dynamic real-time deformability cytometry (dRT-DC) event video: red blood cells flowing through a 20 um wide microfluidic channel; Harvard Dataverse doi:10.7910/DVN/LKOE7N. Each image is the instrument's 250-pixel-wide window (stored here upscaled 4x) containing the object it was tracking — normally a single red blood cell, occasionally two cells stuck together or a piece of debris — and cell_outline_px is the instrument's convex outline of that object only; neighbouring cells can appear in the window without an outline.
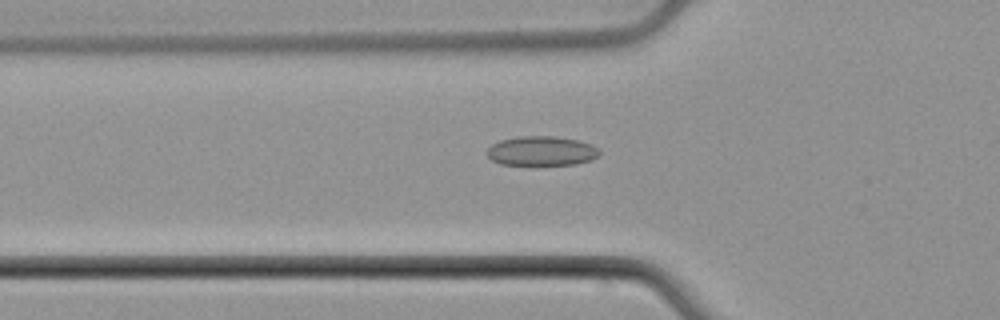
{"species": "common noctule bat (a hibernating species)", "species_latin": "Nyctalus noctula", "temperature_condition": "cold", "stored_images_in_passage": 39, "camera_frame_rate_fps": 3000, "um_per_image_px": 0.085, "animal": {"sex": "male", "body_mass_g": 21.5, "forearm_length_mm": 52.0}, "frame": {"image": 1, "passage_image": 10, "time_ms": 3.0, "image_size_px": [1000, 320], "cell_outline_px": [[600, 152], [596, 156], [588, 160], [572, 164], [500, 164], [492, 160], [488, 156], [488, 148], [492, 144], [500, 140], [520, 136], [556, 136], [576, 140], [592, 144]], "centroid_in_image_um": [45.99, 12.81], "position_along_channel_um": 79.8, "area_um2": 18.9}}
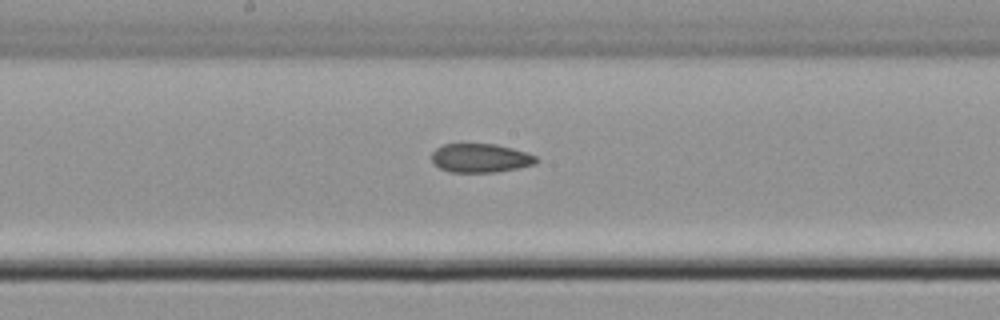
{"frame": {"image": 2, "passage_image": 20, "time_ms": 6.333, "image_size_px": [1000, 320], "cell_outline_px": [[536, 160], [532, 164], [516, 168], [496, 172], [448, 172], [432, 164], [432, 152], [436, 148], [444, 144], [496, 144], [512, 148], [536, 156]], "centroid_in_image_um": [40.76, 13.43], "position_along_channel_um": 207.4, "area_um2": 17.4}}
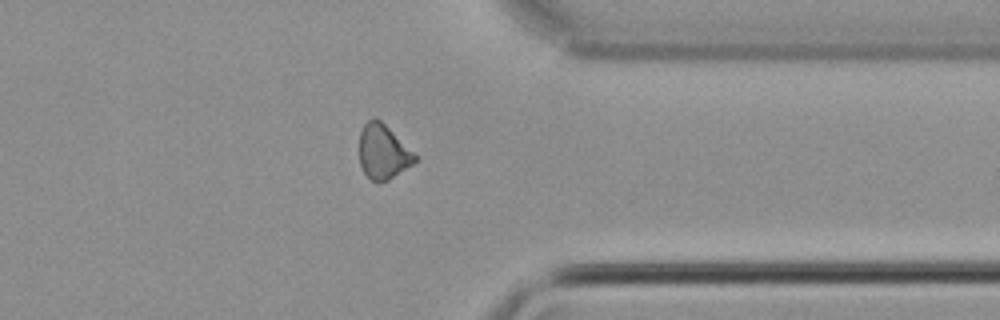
{"frame": {"image": 3, "passage_image": 34, "time_ms": 11.0, "image_size_px": [1000, 320], "cell_outline_px": [[416, 160], [412, 164], [388, 180], [376, 184], [364, 172], [360, 164], [360, 132], [364, 124], [372, 116], [380, 120], [416, 156]], "centroid_in_image_um": [32.52, 12.92], "position_along_channel_um": 378.9, "area_um2": 17.22}}